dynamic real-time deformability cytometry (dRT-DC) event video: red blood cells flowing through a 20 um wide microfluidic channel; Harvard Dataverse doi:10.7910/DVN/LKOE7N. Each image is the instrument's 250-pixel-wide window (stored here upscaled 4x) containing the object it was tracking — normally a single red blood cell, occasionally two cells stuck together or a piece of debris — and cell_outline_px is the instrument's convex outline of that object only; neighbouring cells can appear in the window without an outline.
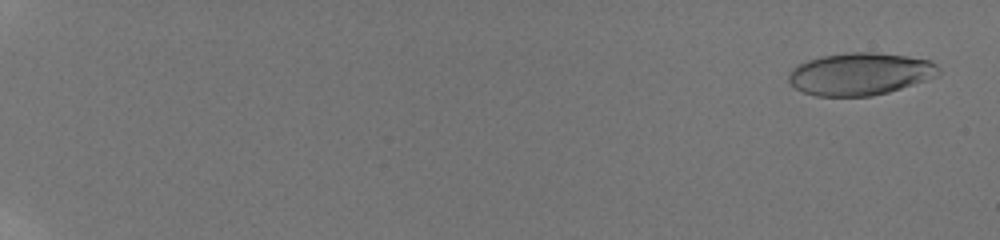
{"species": "human", "species_latin": "Homo sapiens", "temperature_condition": "room temperature", "stored_images_in_passage": 18, "camera_frame_rate_fps": 3000, "um_per_image_px": 0.085, "donor": {"sex": "male"}, "frame": {"image": 1, "passage_image": 2, "time_ms": 0.333, "image_size_px": [1000, 240], "cell_outline_px": [[940, 76], [888, 92], [872, 96], [816, 96], [804, 92], [796, 88], [788, 80], [788, 72], [792, 68], [808, 60], [820, 56], [848, 52], [876, 52], [904, 56], [928, 60], [936, 64], [940, 68]], "centroid_in_image_um": [73.12, 6.28], "position_along_channel_um": 11.9, "area_um2": 37.11}}
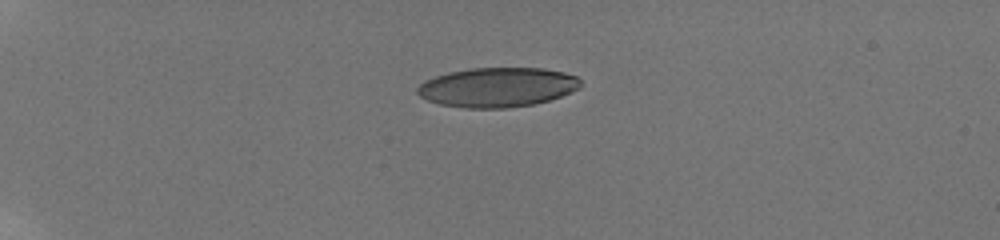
{"frame": {"image": 2, "passage_image": 10, "time_ms": 5.333, "image_size_px": [1000, 240], "cell_outline_px": [[580, 88], [560, 96], [548, 100], [532, 104], [504, 108], [468, 108], [440, 104], [428, 100], [420, 96], [416, 92], [416, 88], [424, 80], [448, 72], [472, 68], [544, 68], [564, 72], [576, 76], [580, 80]], "centroid_in_image_um": [42.26, 7.41], "position_along_channel_um": 42.7, "area_um2": 37.45}}
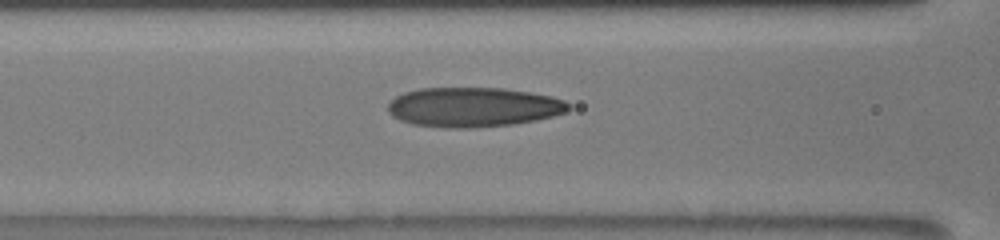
{"frame": {"image": 3, "passage_image": 16, "time_ms": 9.333, "image_size_px": [1000, 240], "cell_outline_px": [[572, 108], [568, 112], [536, 120], [512, 124], [472, 128], [444, 128], [412, 124], [400, 120], [392, 116], [388, 112], [388, 104], [396, 96], [404, 92], [420, 88], [504, 88], [552, 96], [564, 100]], "centroid_in_image_um": [40.23, 9.11], "position_along_channel_um": 126.4, "area_um2": 41.85}}